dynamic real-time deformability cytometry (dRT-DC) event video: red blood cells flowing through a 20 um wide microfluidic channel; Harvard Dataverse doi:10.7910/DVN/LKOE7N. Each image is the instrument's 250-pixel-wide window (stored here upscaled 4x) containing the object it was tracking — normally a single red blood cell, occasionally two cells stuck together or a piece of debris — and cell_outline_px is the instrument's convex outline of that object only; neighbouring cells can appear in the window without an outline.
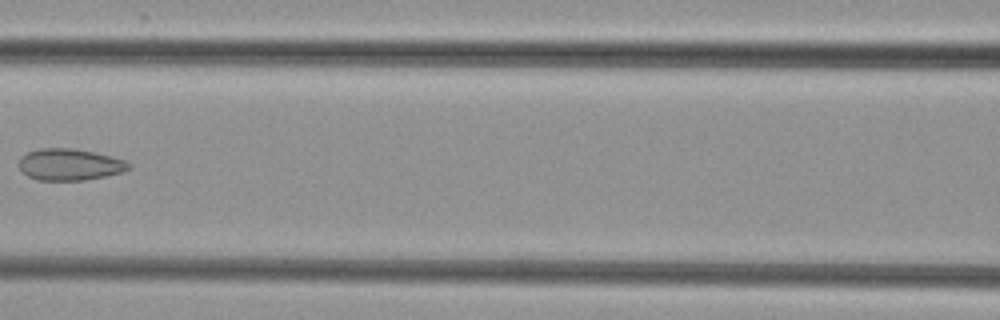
{"species": "common noctule bat (a hibernating species)", "species_latin": "Nyctalus noctula", "temperature_condition": "cold", "stored_images_in_passage": 4, "camera_frame_rate_fps": 3000, "um_per_image_px": 0.085, "animal": {"sex": "female", "body_mass_g": 29.2, "forearm_length_mm": 56.3}, "frame": {"image": 1, "passage_image": 3, "time_ms": 2.667, "image_size_px": [1000, 320], "cell_outline_px": [[132, 168], [124, 172], [84, 180], [36, 180], [28, 176], [20, 168], [20, 156], [28, 152], [40, 148], [72, 148], [96, 152], [112, 156], [124, 160], [132, 164]], "centroid_in_image_um": [5.97, 13.98], "position_along_channel_um": 160.6, "area_um2": 20.35}}
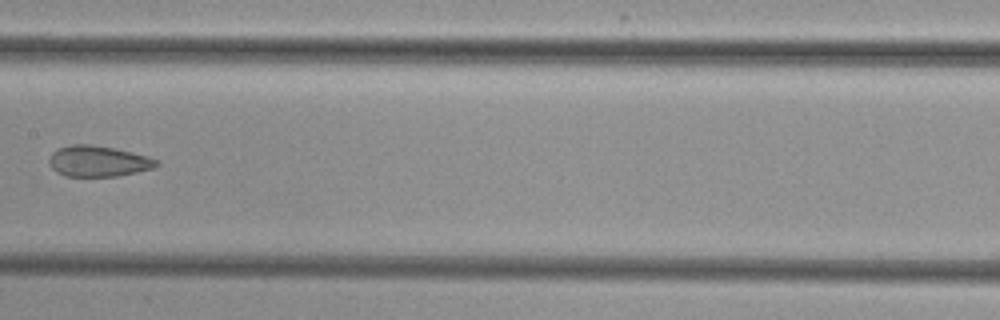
{"frame": {"image": 2, "passage_image": 4, "time_ms": 3.667, "image_size_px": [1000, 320], "cell_outline_px": [[160, 164], [152, 168], [136, 172], [116, 176], [64, 176], [56, 172], [48, 164], [48, 160], [52, 152], [60, 148], [72, 144], [92, 144], [132, 152], [148, 156], [156, 160]], "centroid_in_image_um": [8.31, 13.7], "position_along_channel_um": 199.1, "area_um2": 19.25}}